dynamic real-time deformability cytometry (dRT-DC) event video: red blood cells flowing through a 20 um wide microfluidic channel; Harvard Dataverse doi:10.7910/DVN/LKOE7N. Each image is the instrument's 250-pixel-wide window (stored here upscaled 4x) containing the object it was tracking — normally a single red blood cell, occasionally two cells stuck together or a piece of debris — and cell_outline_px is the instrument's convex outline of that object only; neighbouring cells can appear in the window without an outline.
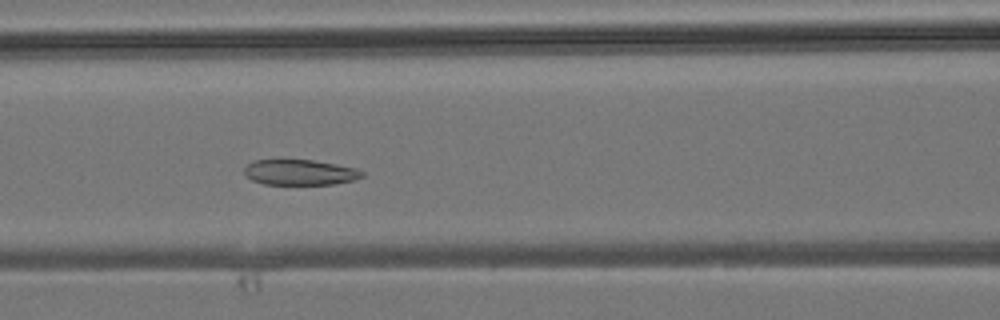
{"species": "common noctule bat (a hibernating species)", "species_latin": "Nyctalus noctula", "temperature_condition": "room temperature", "stored_images_in_passage": 32, "camera_frame_rate_fps": 3000, "um_per_image_px": 0.085, "animal": {"sex": "male", "body_mass_g": 19.2, "forearm_length_mm": 51.8}, "frame": {"image": 1, "passage_image": 13, "time_ms": 4.0, "image_size_px": [1000, 320], "cell_outline_px": [[364, 176], [356, 180], [332, 184], [264, 184], [252, 180], [244, 176], [244, 168], [248, 164], [256, 160], [312, 160], [336, 164], [356, 168], [364, 172]], "centroid_in_image_um": [25.51, 14.65], "position_along_channel_um": 141.1, "area_um2": 17.51}}
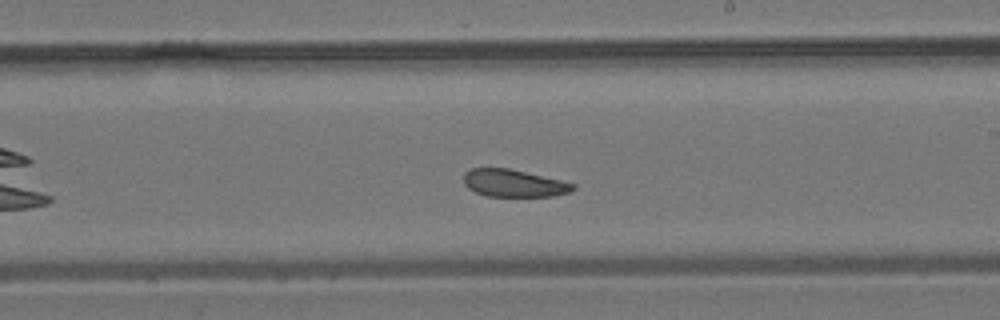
{"frame": {"image": 2, "passage_image": 20, "time_ms": 6.333, "image_size_px": [1000, 320], "cell_outline_px": [[576, 188], [568, 192], [552, 196], [488, 196], [476, 192], [468, 188], [464, 184], [464, 172], [472, 168], [508, 168], [560, 180], [576, 184]], "centroid_in_image_um": [43.65, 15.57], "position_along_channel_um": 245.4, "area_um2": 17.28}}
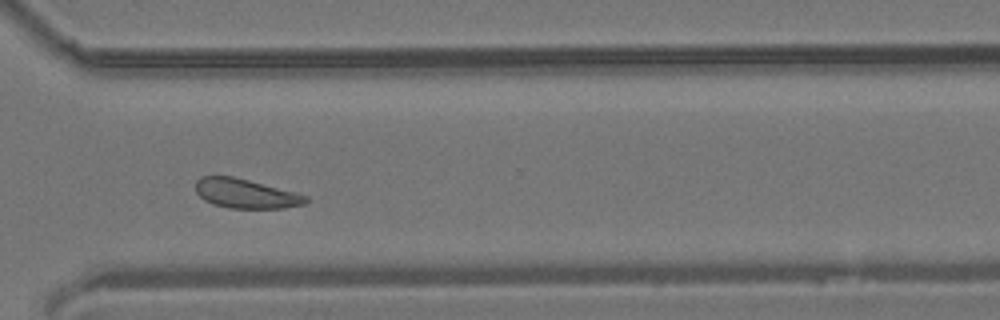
{"frame": {"image": 3, "passage_image": 27, "time_ms": 8.667, "image_size_px": [1000, 320], "cell_outline_px": [[308, 200], [304, 204], [284, 208], [228, 208], [212, 204], [204, 200], [196, 192], [196, 180], [200, 176], [232, 176], [248, 180], [308, 196]], "centroid_in_image_um": [20.84, 16.46], "position_along_channel_um": 349.8, "area_um2": 18.67}}